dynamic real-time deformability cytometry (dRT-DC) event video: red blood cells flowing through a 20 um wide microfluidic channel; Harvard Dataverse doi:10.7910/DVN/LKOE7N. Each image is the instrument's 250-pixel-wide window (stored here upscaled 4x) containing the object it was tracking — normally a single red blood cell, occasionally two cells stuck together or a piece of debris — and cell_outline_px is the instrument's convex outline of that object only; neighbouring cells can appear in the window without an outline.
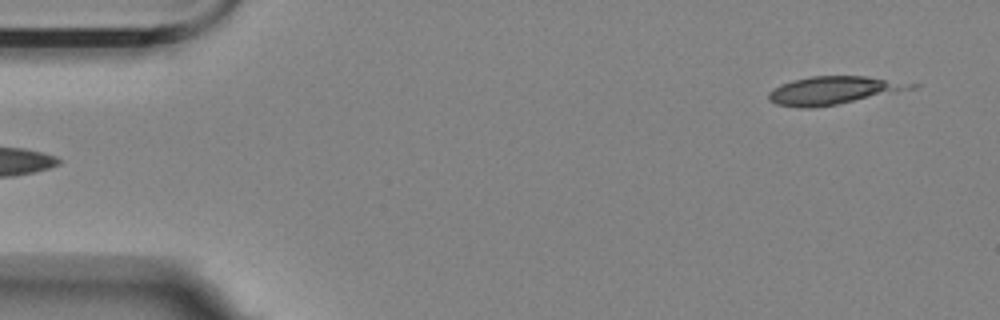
{"species": "Egyptian fruit bat (a non-hibernating species)", "species_latin": "Rousettus aegyptiacus", "temperature_condition": "room temperature", "stored_images_in_passage": 2, "camera_frame_rate_fps": 3000, "um_per_image_px": 0.085, "animal": {"sex": "female"}, "frame": {"image": 1, "passage_image": 2, "time_ms": 2.0, "image_size_px": [1000, 320], "cell_outline_px": [[920, 88], [836, 104], [812, 108], [796, 108], [776, 104], [768, 100], [768, 92], [780, 84], [792, 80], [812, 76], [864, 76], [920, 84]], "centroid_in_image_um": [70.86, 7.68], "position_along_channel_um": 14.1, "area_um2": 23.41}}